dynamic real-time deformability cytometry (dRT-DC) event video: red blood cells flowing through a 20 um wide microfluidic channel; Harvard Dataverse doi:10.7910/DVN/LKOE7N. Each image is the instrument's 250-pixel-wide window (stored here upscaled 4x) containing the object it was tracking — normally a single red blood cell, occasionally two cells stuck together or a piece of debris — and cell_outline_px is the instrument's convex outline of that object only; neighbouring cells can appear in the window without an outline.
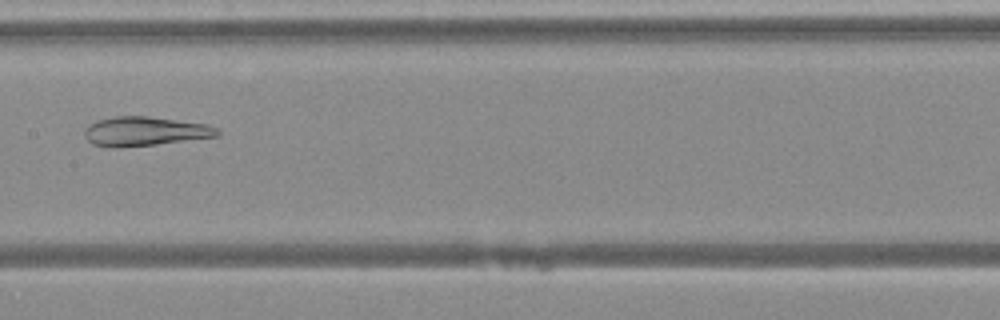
{"species": "Egyptian fruit bat (a non-hibernating species)", "species_latin": "Rousettus aegyptiacus", "temperature_condition": "warm", "stored_images_in_passage": 40, "camera_frame_rate_fps": 3000, "um_per_image_px": 0.085, "animal": {"sex": "female"}, "frame": {"image": 1, "passage_image": 17, "time_ms": 5.333, "image_size_px": [1000, 320], "cell_outline_px": [[220, 136], [156, 144], [92, 144], [84, 136], [84, 128], [88, 124], [96, 120], [112, 116], [148, 116], [208, 124], [220, 128]], "centroid_in_image_um": [12.39, 11.1], "position_along_channel_um": 195.0, "area_um2": 21.96}}
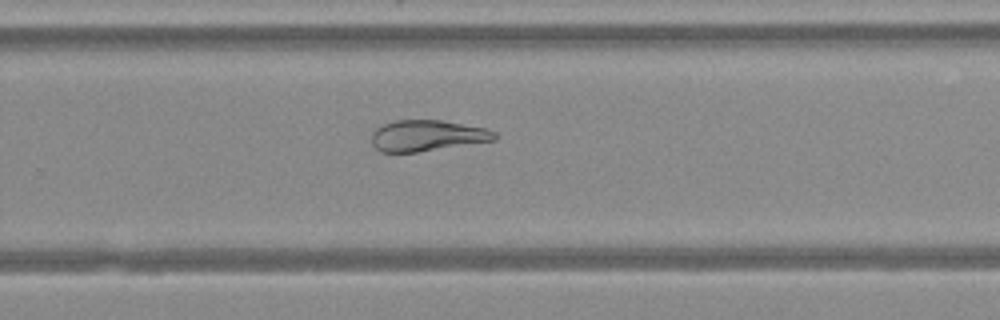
{"frame": {"image": 2, "passage_image": 24, "time_ms": 7.667, "image_size_px": [1000, 320], "cell_outline_px": [[496, 140], [416, 152], [380, 152], [372, 144], [372, 132], [376, 128], [384, 124], [396, 120], [444, 120], [488, 128], [496, 132]], "centroid_in_image_um": [36.33, 11.52], "position_along_channel_um": 293.5, "area_um2": 22.31}}
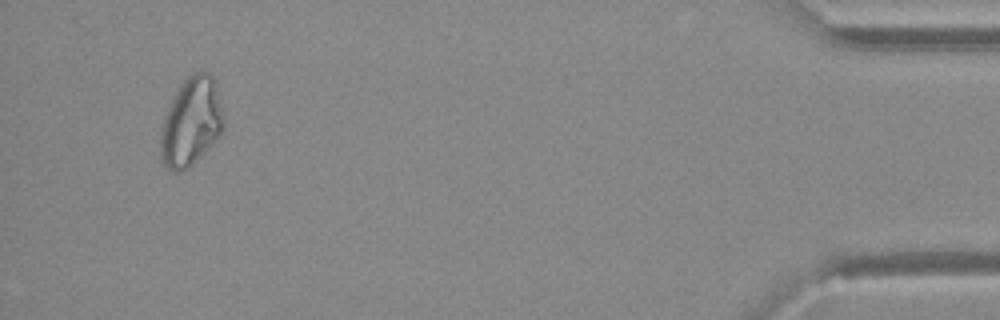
{"frame": {"image": 3, "passage_image": 38, "time_ms": 12.333, "image_size_px": [1000, 320], "cell_outline_px": [[224, 128], [188, 168], [176, 172], [172, 172], [164, 164], [160, 152], [160, 132], [168, 108], [180, 84], [192, 72], [208, 72], [216, 80], [224, 124]], "centroid_in_image_um": [16.23, 10.32], "position_along_channel_um": 419.0, "area_um2": 31.85}}